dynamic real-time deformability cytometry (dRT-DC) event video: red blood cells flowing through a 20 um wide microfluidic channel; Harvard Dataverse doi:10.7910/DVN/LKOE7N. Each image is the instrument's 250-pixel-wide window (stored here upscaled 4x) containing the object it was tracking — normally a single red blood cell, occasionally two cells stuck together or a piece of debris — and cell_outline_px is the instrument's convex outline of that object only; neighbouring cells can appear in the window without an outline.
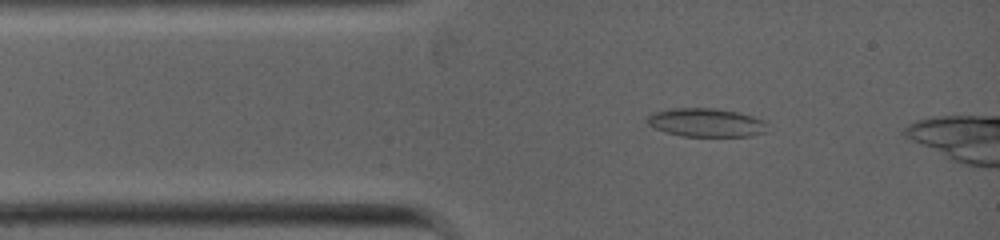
{"species": "common noctule bat (a hibernating species)", "species_latin": "Nyctalus noctula", "temperature_condition": "warm", "stored_images_in_passage": 30, "camera_frame_rate_fps": 5000, "um_per_image_px": 0.085, "animal": {"sex": "female", "body_mass_g": 19.0, "forearm_length_mm": 53.3}, "frame": {"image": 1, "passage_image": 3, "time_ms": 0.6, "image_size_px": [1000, 240], "cell_outline_px": [[764, 132], [748, 136], [680, 136], [664, 132], [648, 124], [648, 116], [652, 112], [672, 108], [716, 108], [736, 112], [752, 116], [764, 120]], "centroid_in_image_um": [59.96, 10.41], "position_along_channel_um": 25.0, "area_um2": 19.77}}
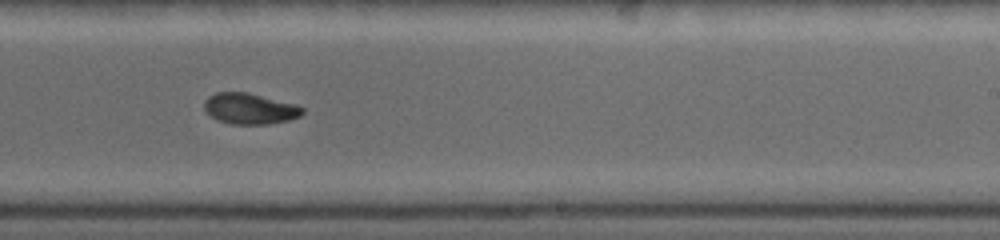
{"frame": {"image": 2, "passage_image": 17, "time_ms": 5.8, "image_size_px": [1000, 240], "cell_outline_px": [[304, 112], [300, 116], [288, 120], [268, 124], [232, 124], [216, 120], [204, 108], [204, 100], [208, 96], [216, 92], [248, 92], [296, 104], [304, 108]], "centroid_in_image_um": [21.23, 9.23], "position_along_channel_um": 267.8, "area_um2": 17.74}}
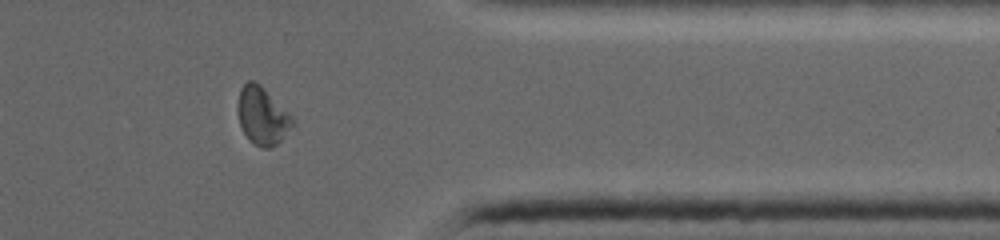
{"frame": {"image": 3, "passage_image": 26, "time_ms": 8.4, "image_size_px": [1000, 240], "cell_outline_px": [[296, 120], [280, 140], [276, 144], [268, 148], [260, 148], [244, 132], [240, 124], [236, 112], [236, 108], [240, 88], [248, 80], [252, 80], [260, 84]], "centroid_in_image_um": [22.26, 9.81], "position_along_channel_um": 389.1, "area_um2": 18.15}}